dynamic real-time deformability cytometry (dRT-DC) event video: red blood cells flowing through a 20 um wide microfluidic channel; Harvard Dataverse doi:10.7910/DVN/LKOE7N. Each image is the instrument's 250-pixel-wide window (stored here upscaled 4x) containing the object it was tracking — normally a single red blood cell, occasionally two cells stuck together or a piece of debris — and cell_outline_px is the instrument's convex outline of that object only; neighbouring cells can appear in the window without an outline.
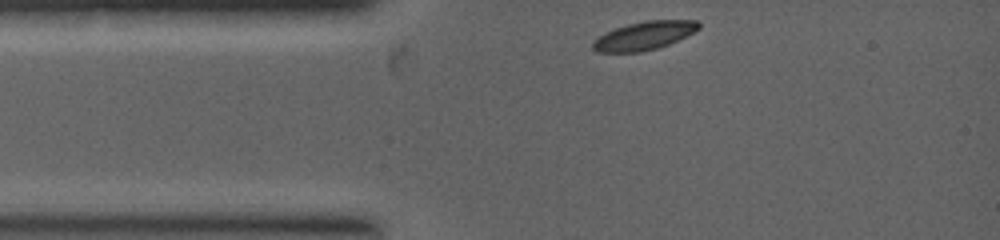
{"species": "common noctule bat (a hibernating species)", "species_latin": "Nyctalus noctula", "temperature_condition": "warm", "stored_images_in_passage": 12, "camera_frame_rate_fps": 5000, "um_per_image_px": 0.085, "animal": {"sex": "female", "body_mass_g": 19.0, "forearm_length_mm": 53.3}, "frame": {"image": 1, "passage_image": 1, "time_ms": 0.0, "image_size_px": [1000, 240], "cell_outline_px": [[700, 28], [668, 44], [656, 48], [640, 52], [596, 52], [592, 48], [592, 40], [604, 32], [628, 24], [644, 20], [696, 20], [700, 24]], "centroid_in_image_um": [54.69, 3.03], "position_along_channel_um": 30.3, "area_um2": 17.4}}
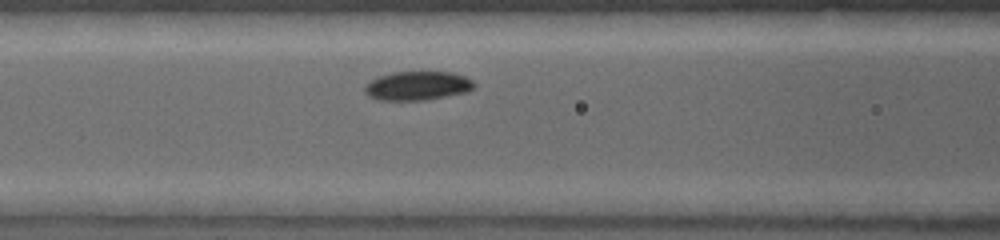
{"frame": {"image": 2, "passage_image": 6, "time_ms": 1.8, "image_size_px": [1000, 240], "cell_outline_px": [[476, 84], [468, 92], [428, 100], [376, 100], [368, 96], [364, 92], [364, 84], [376, 76], [392, 72], [452, 72], [464, 76], [472, 80]], "centroid_in_image_um": [35.44, 7.29], "position_along_channel_um": 131.2, "area_um2": 18.79}}
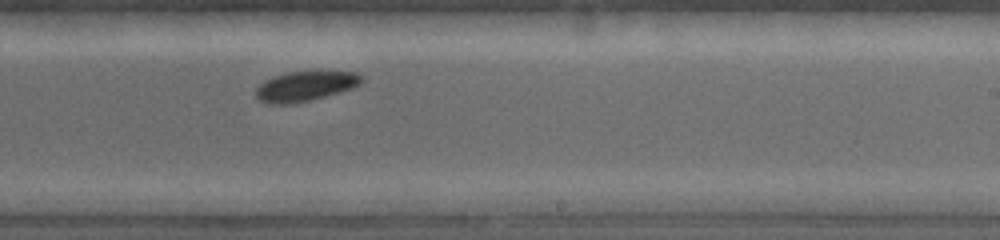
{"frame": {"image": 3, "passage_image": 12, "time_ms": 3.8, "image_size_px": [1000, 240], "cell_outline_px": [[364, 80], [360, 84], [352, 88], [324, 96], [308, 100], [284, 104], [268, 104], [260, 100], [256, 96], [256, 88], [264, 80], [272, 76], [284, 72], [356, 72], [364, 76]], "centroid_in_image_um": [25.93, 7.31], "position_along_channel_um": 263.1, "area_um2": 18.21}}